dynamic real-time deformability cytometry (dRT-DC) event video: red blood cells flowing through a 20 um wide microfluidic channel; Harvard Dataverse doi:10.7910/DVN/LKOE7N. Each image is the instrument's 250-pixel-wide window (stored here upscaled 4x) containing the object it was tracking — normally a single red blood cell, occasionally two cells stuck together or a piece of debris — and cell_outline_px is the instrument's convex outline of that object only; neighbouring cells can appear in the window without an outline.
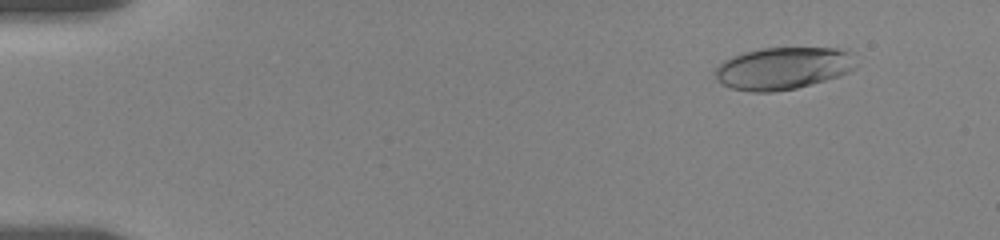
{"species": "human", "species_latin": "Homo sapiens", "temperature_condition": "room temperature", "stored_images_in_passage": 38, "camera_frame_rate_fps": 3000, "um_per_image_px": 0.085, "donor": {"sex": "female"}, "frame": {"image": 1, "passage_image": 4, "time_ms": 1.333, "image_size_px": [1000, 240], "cell_outline_px": [[856, 68], [848, 72], [824, 80], [796, 88], [772, 92], [752, 92], [732, 88], [720, 84], [716, 80], [712, 72], [724, 60], [732, 56], [744, 52], [760, 48], [836, 48], [848, 52], [856, 64]], "centroid_in_image_um": [66.48, 5.81], "position_along_channel_um": 18.5, "area_um2": 34.56}}
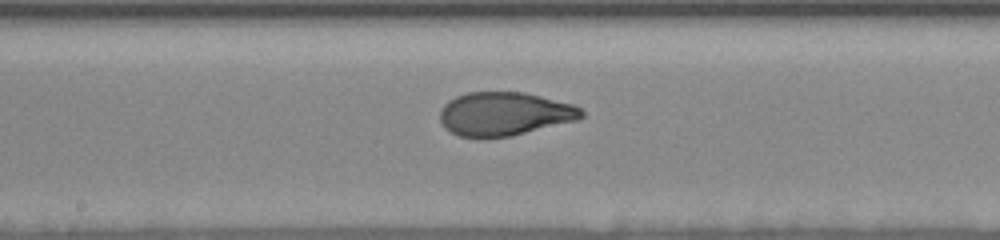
{"frame": {"image": 2, "passage_image": 21, "time_ms": 9.667, "image_size_px": [1000, 240], "cell_outline_px": [[584, 116], [576, 120], [512, 136], [480, 140], [460, 136], [444, 128], [440, 120], [440, 108], [448, 100], [456, 96], [468, 92], [524, 92], [576, 104], [584, 112]], "centroid_in_image_um": [42.85, 9.7], "position_along_channel_um": 205.3, "area_um2": 36.59}}
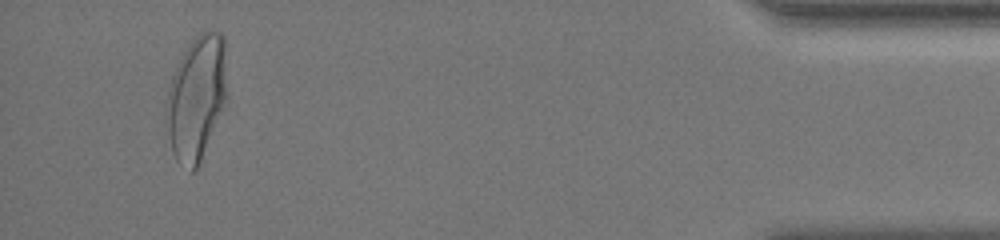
{"frame": {"image": 3, "passage_image": 36, "time_ms": 17.333, "image_size_px": [1000, 240], "cell_outline_px": [[228, 100], [200, 160], [196, 168], [192, 172], [176, 160], [172, 152], [164, 116], [164, 108], [172, 76], [176, 64], [180, 56], [188, 44], [200, 32], [208, 28], [220, 32], [224, 36]], "centroid_in_image_um": [16.71, 8.25], "position_along_channel_um": 418.5, "area_um2": 44.85}, "authors_computed_cell_mechanics": {"area_um2": 36.3562, "velocity_mm_per_s": 3.5809, "shape_relaxation_time_tau1_ms": 4.9988, "shape_relaxation_time_tau2_ms": 0.8482, "deformation_change_tau1": 0.1953, "deformation_change_tau2": 0.0626}}